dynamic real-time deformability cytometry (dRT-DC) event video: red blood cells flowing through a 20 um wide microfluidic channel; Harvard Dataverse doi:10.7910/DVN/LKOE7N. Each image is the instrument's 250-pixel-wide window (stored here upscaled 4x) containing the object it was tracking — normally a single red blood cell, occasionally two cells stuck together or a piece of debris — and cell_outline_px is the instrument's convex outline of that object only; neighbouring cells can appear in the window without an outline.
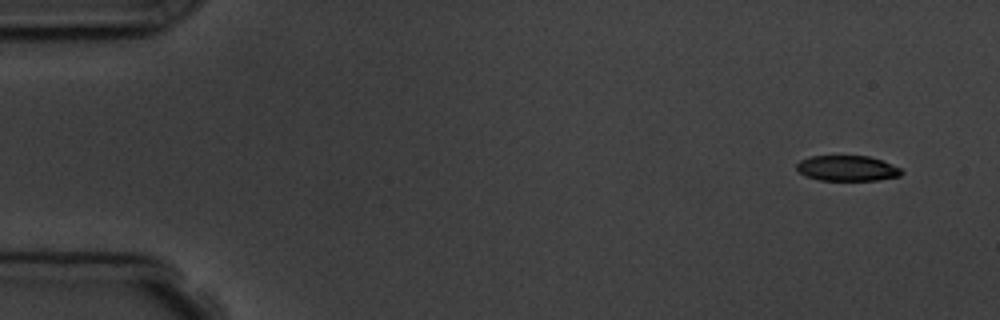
{"species": "common noctule bat (a hibernating species)", "species_latin": "Nyctalus noctula", "temperature_condition": "room temperature", "stored_images_in_passage": 5, "camera_frame_rate_fps": 3000, "um_per_image_px": 0.085, "animal": {"sex": "male", "body_mass_g": 19.5, "forearm_length_mm": 54.6}, "frame": {"image": 1, "passage_image": 1, "time_ms": 0.0, "image_size_px": [1000, 320], "cell_outline_px": [[904, 172], [900, 176], [880, 180], [820, 180], [804, 176], [796, 168], [796, 164], [800, 160], [808, 156], [868, 156], [880, 160], [900, 168]], "centroid_in_image_um": [71.99, 14.31], "position_along_channel_um": 13.0, "area_um2": 15.55}}
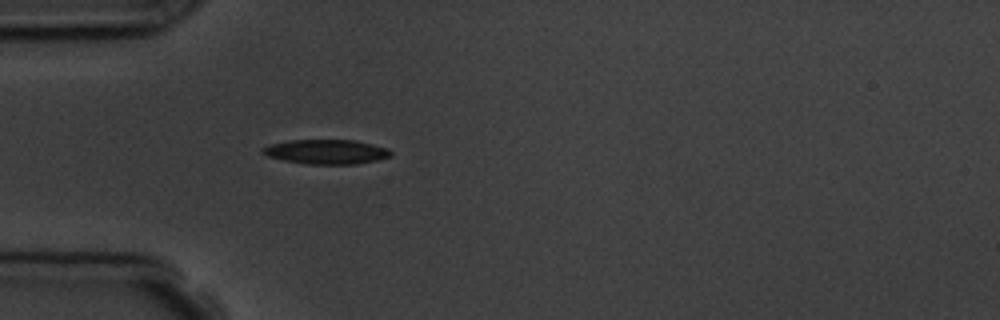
{"frame": {"image": 2, "passage_image": 5, "time_ms": 4.333, "image_size_px": [1000, 320], "cell_outline_px": [[392, 156], [376, 160], [356, 164], [308, 164], [284, 160], [268, 156], [260, 152], [260, 148], [268, 144], [292, 140], [356, 140], [388, 148], [392, 152]], "centroid_in_image_um": [27.72, 12.89], "position_along_channel_um": 57.3, "area_um2": 18.38}}